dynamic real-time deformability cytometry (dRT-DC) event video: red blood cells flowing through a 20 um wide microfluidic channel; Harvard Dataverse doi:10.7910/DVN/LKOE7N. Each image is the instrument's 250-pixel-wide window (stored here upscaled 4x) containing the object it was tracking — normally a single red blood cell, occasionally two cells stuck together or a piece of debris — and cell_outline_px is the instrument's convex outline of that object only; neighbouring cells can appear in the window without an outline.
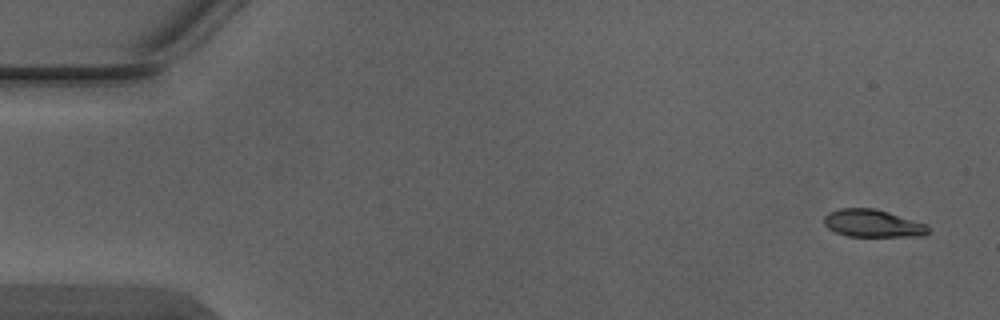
{"species": "Egyptian fruit bat (a non-hibernating species)", "species_latin": "Rousettus aegyptiacus", "temperature_condition": "warm", "stored_images_in_passage": 5, "camera_frame_rate_fps": 3000, "um_per_image_px": 0.085, "animal": {"sex": "male"}, "frame": {"image": 1, "passage_image": 1, "time_ms": 0.0, "image_size_px": [1000, 320], "cell_outline_px": [[928, 232], [924, 236], [848, 236], [836, 232], [828, 228], [824, 224], [824, 216], [828, 212], [840, 208], [876, 208], [928, 224]], "centroid_in_image_um": [74.18, 18.98], "position_along_channel_um": 10.8, "area_um2": 16.82}}
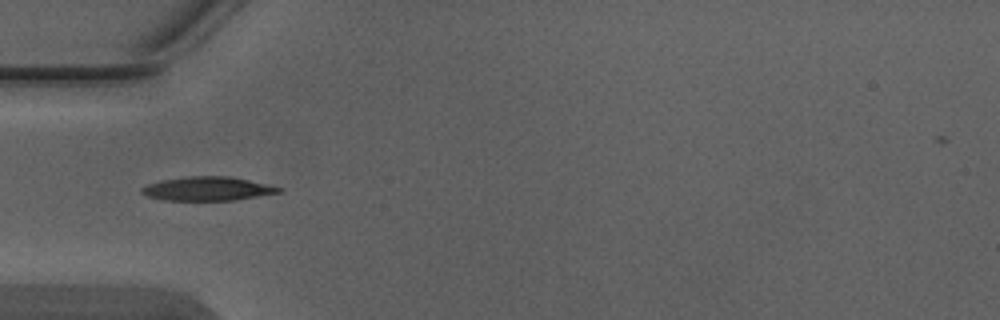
{"frame": {"image": 2, "passage_image": 5, "time_ms": 1.333, "image_size_px": [1000, 320], "cell_outline_px": [[284, 192], [232, 200], [164, 200], [148, 196], [140, 192], [140, 188], [148, 184], [160, 180], [188, 176], [232, 176], [268, 184], [284, 188]], "centroid_in_image_um": [17.67, 16.03], "position_along_channel_um": 67.3, "area_um2": 19.19}}